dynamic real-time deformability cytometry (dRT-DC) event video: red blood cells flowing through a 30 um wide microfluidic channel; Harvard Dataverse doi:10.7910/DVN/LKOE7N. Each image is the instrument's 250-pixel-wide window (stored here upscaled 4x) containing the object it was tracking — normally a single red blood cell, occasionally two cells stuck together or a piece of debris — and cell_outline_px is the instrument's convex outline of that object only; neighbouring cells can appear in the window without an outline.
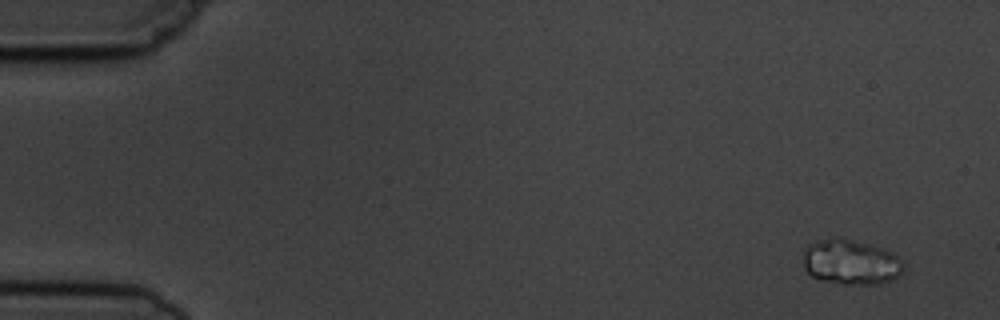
{"species": "common noctule bat (a hibernating species)", "species_latin": "Nyctalus noctula", "temperature_condition": "cold", "stored_images_in_passage": 6, "camera_frame_rate_fps": 3000, "um_per_image_px": 0.085, "animal": {"sex": "male", "body_mass_g": 19.5, "forearm_length_mm": 54.6}, "frame": {"image": 1, "passage_image": 1, "time_ms": 0.0, "image_size_px": [1000, 320], "cell_outline_px": [[904, 268], [900, 276], [880, 284], [844, 284], [812, 276], [804, 268], [804, 252], [812, 244], [820, 240], [832, 236], [840, 236], [868, 244], [880, 248], [896, 256], [904, 264]], "centroid_in_image_um": [72.34, 22.27], "position_along_channel_um": 12.7, "area_um2": 26.01}}
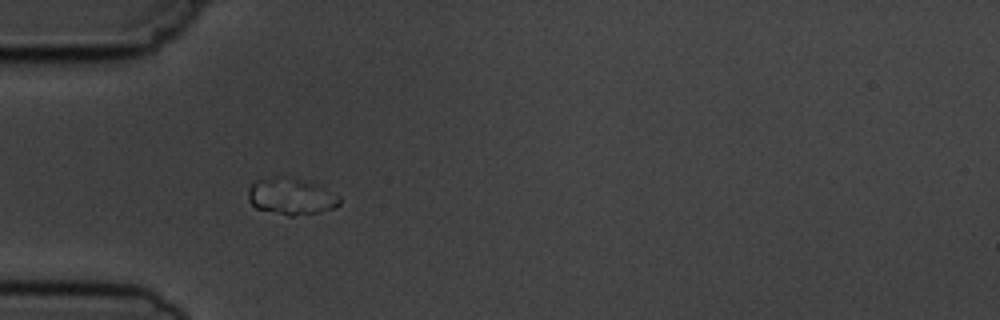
{"frame": {"image": 2, "passage_image": 5, "time_ms": 4.667, "image_size_px": [1000, 320], "cell_outline_px": [[340, 204], [332, 208], [320, 212], [292, 216], [288, 216], [256, 208], [248, 200], [248, 188], [252, 180], [276, 176], [288, 176], [316, 180], [340, 196]], "centroid_in_image_um": [24.77, 16.64], "position_along_channel_um": 60.2, "area_um2": 20.4}}
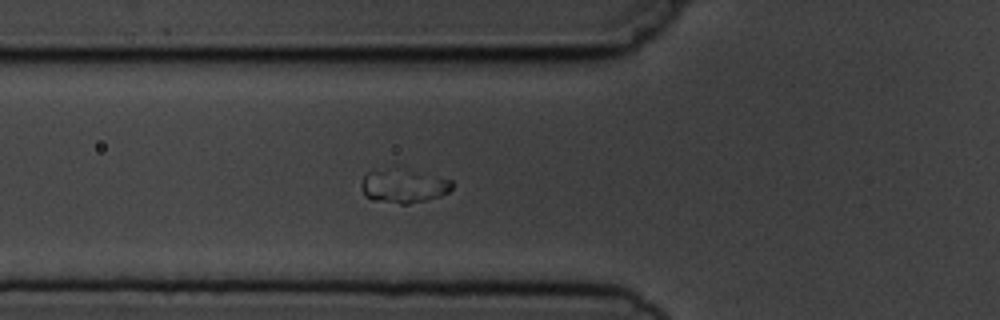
{"frame": {"image": 3, "passage_image": 6, "time_ms": 5.667, "image_size_px": [1000, 320], "cell_outline_px": [[452, 188], [448, 192], [440, 196], [408, 204], [400, 204], [372, 200], [364, 196], [360, 188], [360, 184], [364, 172], [372, 168], [384, 168], [436, 176], [452, 180]], "centroid_in_image_um": [34.18, 15.82], "position_along_channel_um": 91.6, "area_um2": 17.86}}